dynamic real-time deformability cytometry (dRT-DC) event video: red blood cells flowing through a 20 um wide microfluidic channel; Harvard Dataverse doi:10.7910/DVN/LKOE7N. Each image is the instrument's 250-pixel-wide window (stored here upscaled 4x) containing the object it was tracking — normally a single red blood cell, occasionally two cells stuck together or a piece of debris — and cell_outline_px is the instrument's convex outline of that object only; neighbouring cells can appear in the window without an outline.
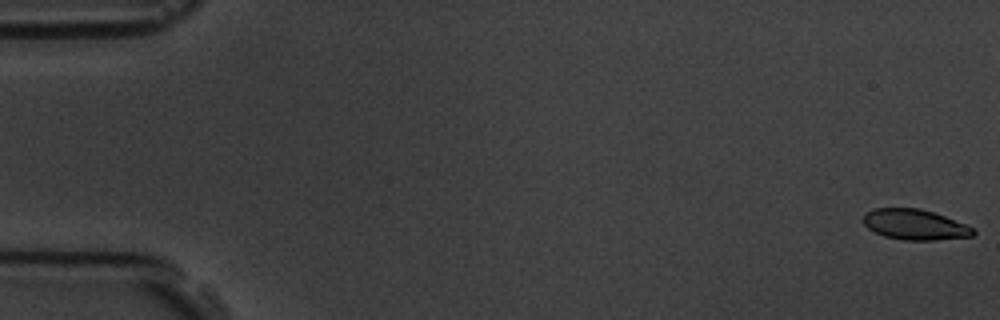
{"species": "common noctule bat (a hibernating species)", "species_latin": "Nyctalus noctula", "temperature_condition": "room temperature", "stored_images_in_passage": 16, "segment_of_instrument_passage": [1, 2], "camera_frame_rate_fps": 3000, "um_per_image_px": 0.085, "animal": {"sex": "male", "body_mass_g": 19.5, "forearm_length_mm": 54.6}, "frame": {"image": 1, "passage_image": 1, "time_ms": 0.0, "image_size_px": [1000, 320], "cell_outline_px": [[976, 232], [972, 236], [936, 240], [904, 240], [884, 236], [868, 228], [864, 224], [864, 216], [868, 212], [876, 208], [920, 208], [944, 216], [976, 228]], "centroid_in_image_um": [77.8, 19.09], "position_along_channel_um": 7.2, "area_um2": 19.36}}
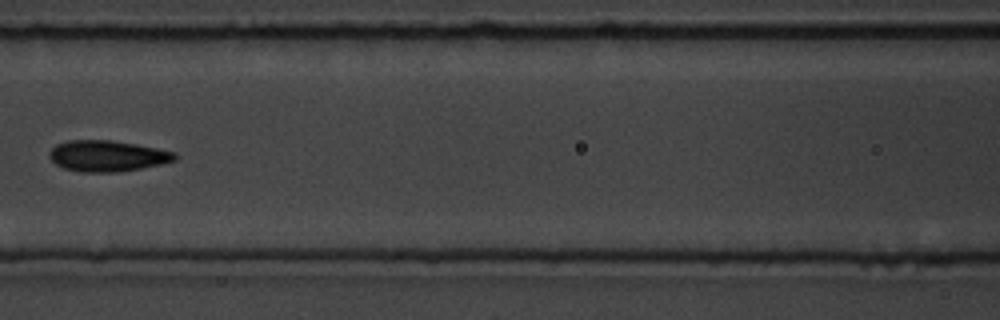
{"frame": {"image": 2, "passage_image": 7, "time_ms": 8.0, "image_size_px": [1000, 320], "cell_outline_px": [[176, 160], [160, 164], [140, 168], [116, 172], [84, 172], [64, 168], [56, 164], [52, 160], [52, 148], [56, 144], [68, 140], [112, 140], [136, 144], [176, 152]], "centroid_in_image_um": [9.15, 13.25], "position_along_channel_um": 157.5, "area_um2": 22.37}}
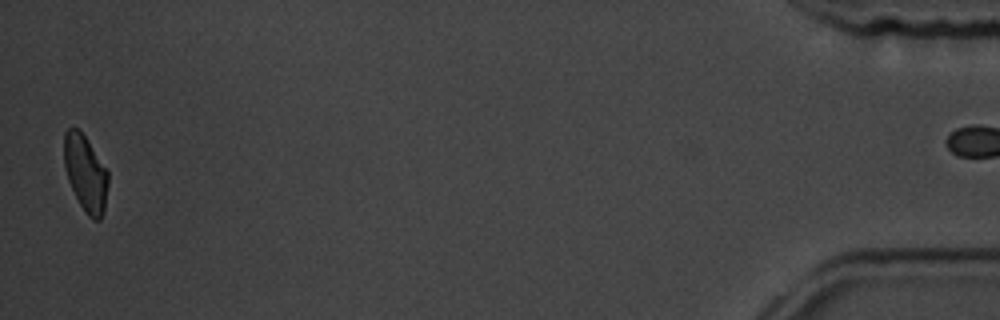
{"frame": {"image": 3, "passage_image": 15, "time_ms": 17.667, "image_size_px": [1000, 320], "cell_outline_px": [[108, 184], [104, 212], [100, 220], [92, 220], [88, 216], [80, 204], [68, 180], [64, 164], [64, 132], [68, 128], [76, 128], [84, 136], [108, 172]], "centroid_in_image_um": [7.27, 14.76], "position_along_channel_um": 427.9, "area_um2": 19.25}}